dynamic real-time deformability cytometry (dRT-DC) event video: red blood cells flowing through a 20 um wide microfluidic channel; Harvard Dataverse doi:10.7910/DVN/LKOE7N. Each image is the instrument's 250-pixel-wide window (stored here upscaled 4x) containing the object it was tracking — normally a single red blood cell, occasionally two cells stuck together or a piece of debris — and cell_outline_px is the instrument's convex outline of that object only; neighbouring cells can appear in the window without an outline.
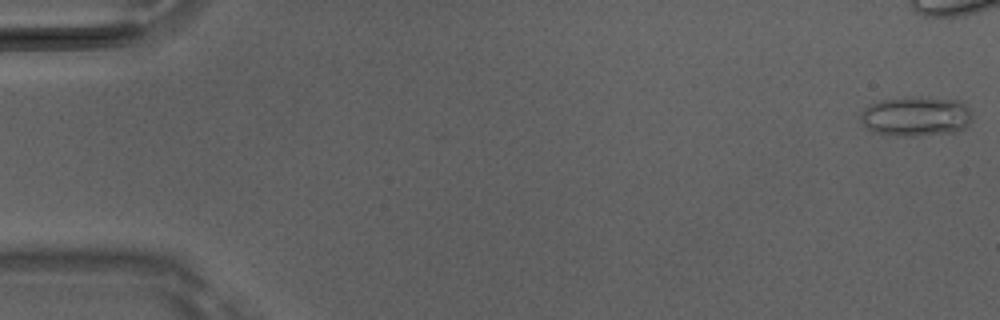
{"species": "Egyptian fruit bat (a non-hibernating species)", "species_latin": "Rousettus aegyptiacus", "temperature_condition": "room temperature", "stored_images_in_passage": 41, "camera_frame_rate_fps": 3000, "um_per_image_px": 0.085, "animal": {"sex": "male"}, "frame": {"image": 1, "passage_image": 1, "time_ms": 0.0, "image_size_px": [1000, 320], "cell_outline_px": [[972, 120], [964, 128], [956, 132], [916, 136], [896, 136], [872, 132], [860, 120], [860, 112], [868, 104], [880, 100], [920, 96], [928, 96], [960, 100], [972, 112]], "centroid_in_image_um": [77.86, 9.88], "position_along_channel_um": 7.1, "area_um2": 26.41}, "authors_computed_cell_mechanics": {"area_um2": 18.6116, "velocity_mm_per_s": 4.1738, "shape_relaxation_time_tau1_ms": 10.0622, "shape_relaxation_time_tau2_ms": 2.5616, "deformation_change_tau1": 0.2558, "deformation_change_tau2": 0.1236}}